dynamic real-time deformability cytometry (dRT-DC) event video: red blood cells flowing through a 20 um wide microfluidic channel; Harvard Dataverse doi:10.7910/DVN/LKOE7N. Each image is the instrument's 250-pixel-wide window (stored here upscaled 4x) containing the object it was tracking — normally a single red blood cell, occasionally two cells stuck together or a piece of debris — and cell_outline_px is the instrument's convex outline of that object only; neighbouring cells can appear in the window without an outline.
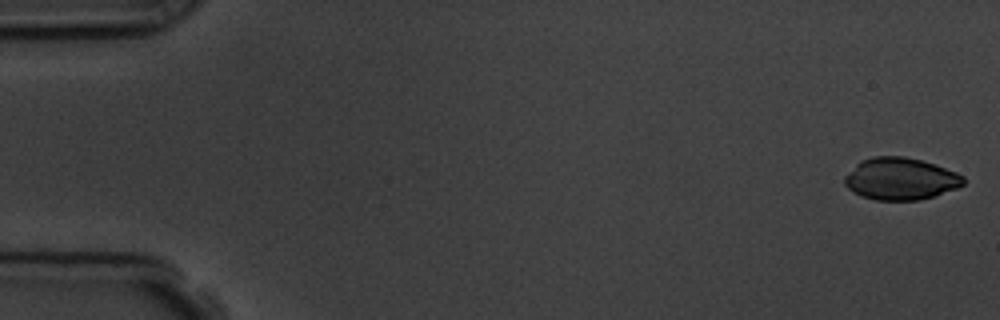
{"species": "common noctule bat (a hibernating species)", "species_latin": "Nyctalus noctula", "temperature_condition": "room temperature", "stored_images_in_passage": 4, "camera_frame_rate_fps": 3000, "um_per_image_px": 0.085, "animal": {"sex": "male", "body_mass_g": 19.5, "forearm_length_mm": 54.6}, "frame": {"image": 1, "passage_image": 1, "time_ms": 0.0, "image_size_px": [1000, 320], "cell_outline_px": [[964, 184], [956, 188], [936, 196], [920, 200], [876, 200], [860, 196], [852, 192], [844, 184], [844, 176], [860, 160], [872, 156], [904, 156], [920, 160], [956, 172], [964, 176]], "centroid_in_image_um": [76.51, 15.21], "position_along_channel_um": 8.5, "area_um2": 29.25}}